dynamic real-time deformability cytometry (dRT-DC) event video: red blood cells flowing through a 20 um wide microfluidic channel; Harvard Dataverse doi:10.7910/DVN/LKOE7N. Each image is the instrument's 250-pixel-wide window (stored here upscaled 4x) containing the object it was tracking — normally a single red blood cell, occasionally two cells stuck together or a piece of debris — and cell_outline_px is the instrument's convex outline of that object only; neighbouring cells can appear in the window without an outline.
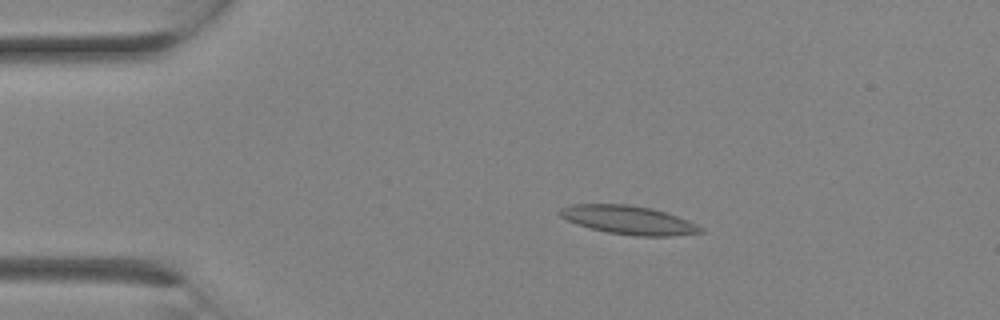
{"species": "Egyptian fruit bat (a non-hibernating species)", "species_latin": "Rousettus aegyptiacus", "temperature_condition": "room temperature", "stored_images_in_passage": 11, "camera_frame_rate_fps": 3000, "um_per_image_px": 0.085, "animal": {"sex": "female"}, "frame": {"image": 1, "passage_image": 5, "time_ms": 1.333, "image_size_px": [1000, 320], "cell_outline_px": [[704, 232], [668, 236], [636, 236], [608, 232], [592, 228], [568, 220], [560, 216], [556, 212], [560, 208], [572, 204], [628, 204], [652, 208], [688, 220], [704, 228]], "centroid_in_image_um": [53.43, 18.69], "position_along_channel_um": 31.6, "area_um2": 23.24}}
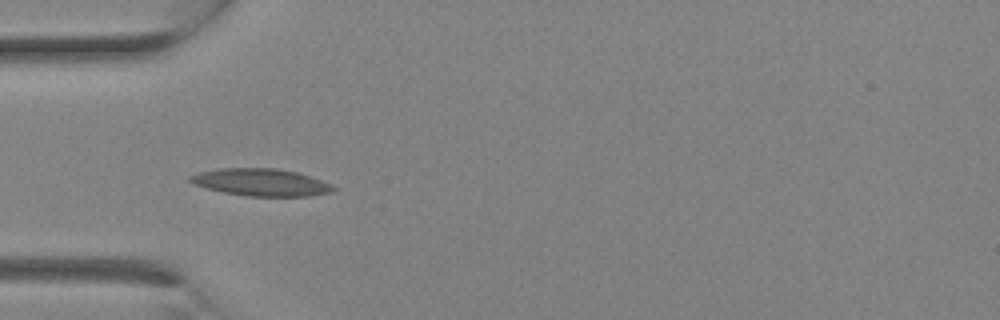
{"frame": {"image": 2, "passage_image": 8, "time_ms": 2.333, "image_size_px": [1000, 320], "cell_outline_px": [[336, 188], [332, 192], [308, 196], [248, 196], [224, 192], [208, 188], [196, 184], [188, 180], [188, 176], [196, 172], [220, 168], [276, 168], [296, 172], [332, 184]], "centroid_in_image_um": [22.17, 15.49], "position_along_channel_um": 62.8, "area_um2": 22.6}}
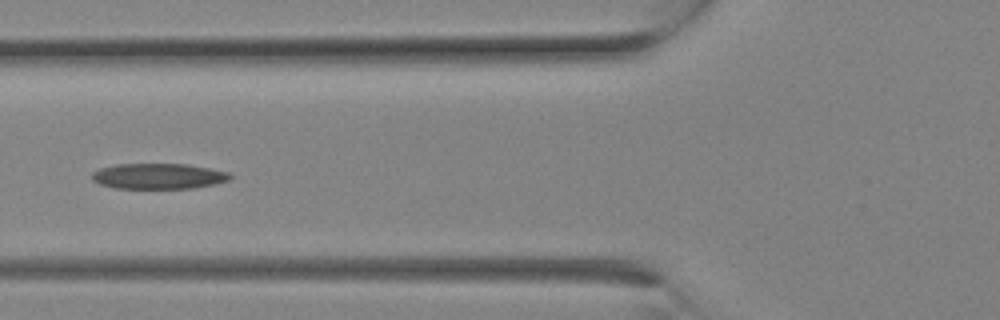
{"frame": {"image": 3, "passage_image": 10, "time_ms": 3.0, "image_size_px": [1000, 320], "cell_outline_px": [[232, 176], [228, 180], [216, 184], [192, 188], [116, 188], [100, 184], [92, 180], [92, 172], [100, 168], [116, 164], [188, 164], [228, 172]], "centroid_in_image_um": [13.46, 14.97], "position_along_channel_um": 112.3, "area_um2": 20.52}}